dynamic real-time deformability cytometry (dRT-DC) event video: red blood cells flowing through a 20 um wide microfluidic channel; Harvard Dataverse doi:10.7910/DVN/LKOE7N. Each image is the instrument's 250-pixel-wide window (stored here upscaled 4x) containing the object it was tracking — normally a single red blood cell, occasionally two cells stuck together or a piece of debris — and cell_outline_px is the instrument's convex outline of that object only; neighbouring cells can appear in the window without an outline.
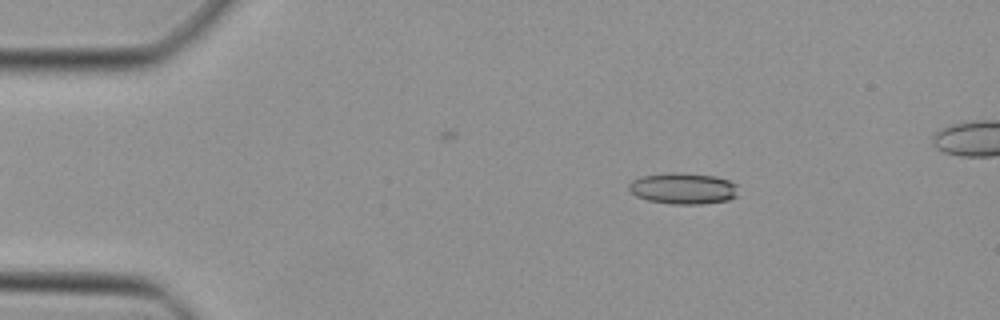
{"species": "Egyptian fruit bat (a non-hibernating species)", "species_latin": "Rousettus aegyptiacus", "temperature_condition": "cold", "stored_images_in_passage": 43, "camera_frame_rate_fps": 3000, "um_per_image_px": 0.085, "animal": {"sex": "female"}, "frame": {"image": 1, "passage_image": 7, "time_ms": 2.0, "image_size_px": [1000, 320], "cell_outline_px": [[736, 196], [728, 200], [700, 204], [672, 204], [648, 200], [636, 196], [628, 188], [628, 184], [632, 180], [640, 176], [668, 172], [680, 172], [716, 176], [728, 180], [736, 184]], "centroid_in_image_um": [58.04, 16.0], "position_along_channel_um": 27.0, "area_um2": 20.0}}
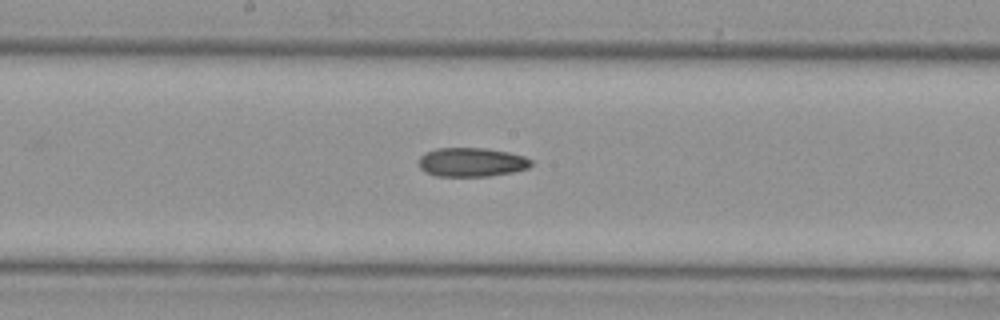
{"frame": {"image": 2, "passage_image": 24, "time_ms": 7.667, "image_size_px": [1000, 320], "cell_outline_px": [[532, 164], [528, 168], [512, 172], [488, 176], [436, 176], [424, 172], [420, 168], [420, 156], [424, 152], [436, 148], [484, 148], [508, 152], [524, 156], [532, 160]], "centroid_in_image_um": [40.07, 13.78], "position_along_channel_um": 208.1, "area_um2": 19.02}}
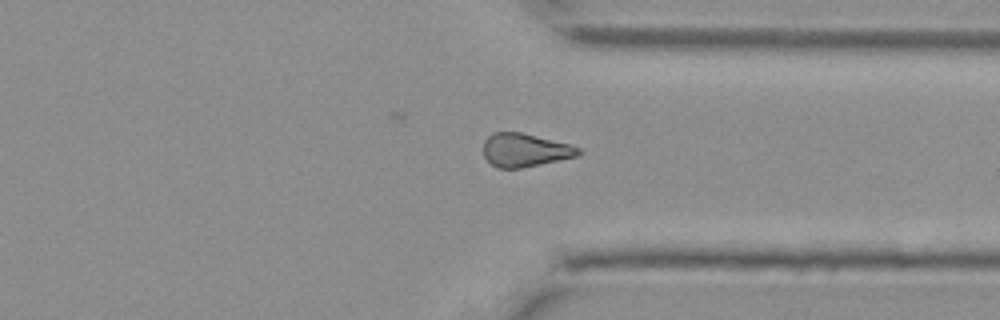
{"frame": {"image": 3, "passage_image": 35, "time_ms": 11.333, "image_size_px": [1000, 320], "cell_outline_px": [[580, 152], [576, 156], [540, 164], [520, 168], [496, 168], [484, 156], [484, 140], [492, 132], [520, 132], [568, 144], [580, 148]], "centroid_in_image_um": [44.57, 12.75], "position_along_channel_um": 366.8, "area_um2": 18.15}}